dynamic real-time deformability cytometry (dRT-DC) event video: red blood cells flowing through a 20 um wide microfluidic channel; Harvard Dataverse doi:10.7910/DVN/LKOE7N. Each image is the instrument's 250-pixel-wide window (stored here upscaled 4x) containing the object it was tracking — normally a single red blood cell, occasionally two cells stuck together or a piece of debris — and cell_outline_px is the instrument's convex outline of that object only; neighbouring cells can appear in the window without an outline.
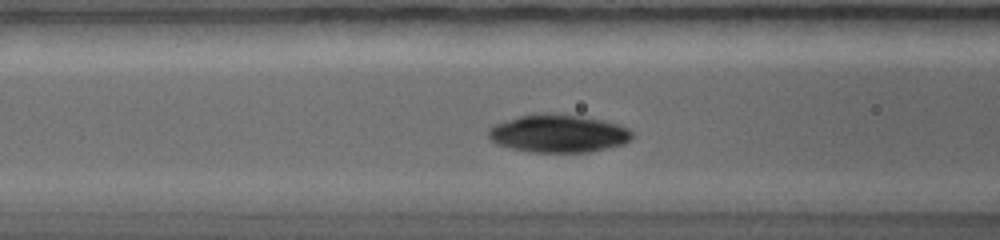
{"species": "common noctule bat (a hibernating species)", "species_latin": "Nyctalus noctula", "temperature_condition": "warm", "stored_images_in_passage": 30, "camera_frame_rate_fps": 5000, "um_per_image_px": 0.085, "animal": {"sex": "female", "body_mass_g": 19.0, "forearm_length_mm": 56.7}, "frame": {"image": 1, "passage_image": 7, "time_ms": 1.0, "image_size_px": [1000, 240], "cell_outline_px": [[632, 136], [624, 144], [592, 152], [528, 152], [496, 144], [488, 136], [488, 128], [496, 124], [520, 116], [540, 112], [548, 112], [580, 116], [604, 120], [628, 128], [632, 132]], "centroid_in_image_um": [47.45, 11.35], "position_along_channel_um": 119.1, "area_um2": 31.79}}
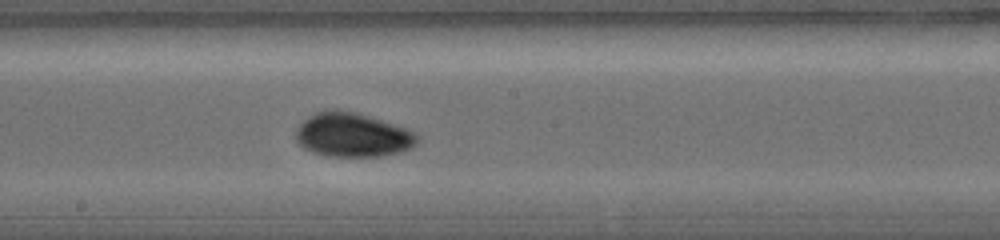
{"frame": {"image": 2, "passage_image": 18, "time_ms": 3.0, "image_size_px": [1000, 240], "cell_outline_px": [[420, 140], [412, 148], [400, 152], [380, 156], [332, 156], [312, 152], [304, 148], [296, 140], [296, 128], [308, 116], [324, 108], [340, 108], [356, 112], [404, 128], [420, 136]], "centroid_in_image_um": [29.94, 11.45], "position_along_channel_um": 218.3, "area_um2": 31.33}}
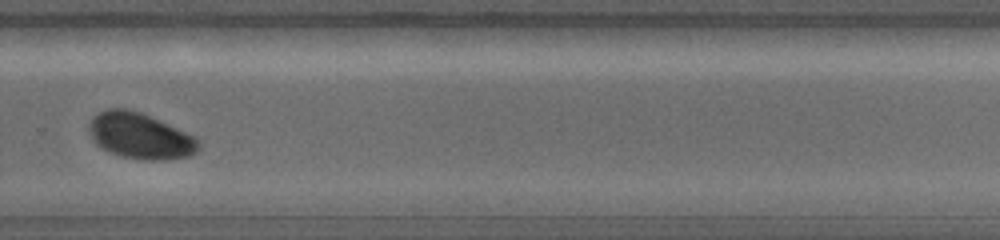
{"frame": {"image": 3, "passage_image": 29, "time_ms": 5.0, "image_size_px": [1000, 240], "cell_outline_px": [[200, 148], [196, 152], [188, 156], [164, 160], [144, 160], [120, 156], [108, 152], [100, 148], [92, 140], [88, 132], [88, 124], [92, 116], [108, 108], [128, 108], [140, 112], [196, 136], [200, 144]], "centroid_in_image_um": [11.88, 11.55], "position_along_channel_um": 317.9, "area_um2": 29.65}}